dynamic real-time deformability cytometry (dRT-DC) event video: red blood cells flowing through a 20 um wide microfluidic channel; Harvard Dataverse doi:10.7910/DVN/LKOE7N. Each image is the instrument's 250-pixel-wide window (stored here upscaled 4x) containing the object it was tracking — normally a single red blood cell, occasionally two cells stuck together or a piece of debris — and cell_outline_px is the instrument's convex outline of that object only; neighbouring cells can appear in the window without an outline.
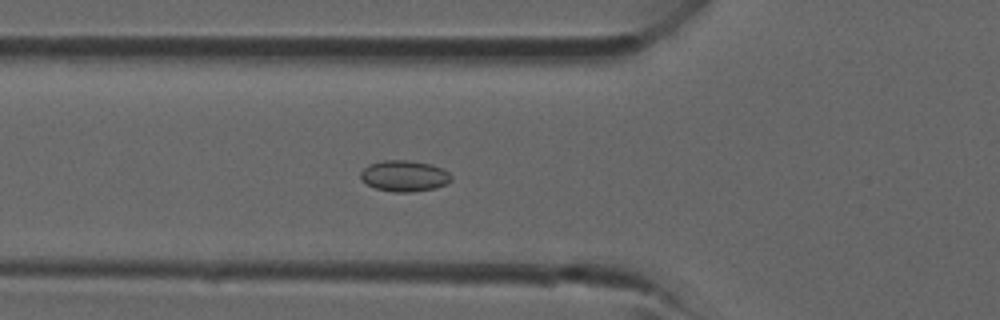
{"species": "common noctule bat (a hibernating species)", "species_latin": "Nyctalus noctula", "temperature_condition": "room temperature", "stored_images_in_passage": 39, "camera_frame_rate_fps": 3000, "um_per_image_px": 0.085, "animal": {"sex": "male", "forearm_length_mm": 52.5}, "frame": {"image": 1, "passage_image": 14, "time_ms": 4.333, "image_size_px": [1000, 320], "cell_outline_px": [[452, 180], [448, 184], [436, 188], [408, 192], [392, 192], [376, 188], [360, 180], [360, 172], [368, 164], [384, 160], [408, 160], [432, 164], [444, 168], [452, 176]], "centroid_in_image_um": [34.39, 14.95], "position_along_channel_um": 91.4, "area_um2": 16.65}}
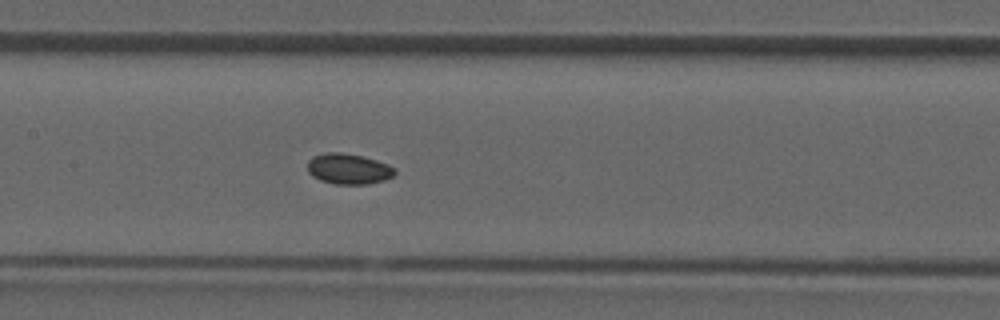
{"frame": {"image": 2, "passage_image": 19, "time_ms": 6.0, "image_size_px": [1000, 320], "cell_outline_px": [[396, 172], [392, 176], [384, 180], [368, 184], [336, 184], [320, 180], [312, 176], [308, 172], [308, 160], [312, 156], [328, 152], [340, 152], [360, 156], [376, 160], [388, 164], [396, 168]], "centroid_in_image_um": [29.62, 14.35], "position_along_channel_um": 177.8, "area_um2": 15.55}}
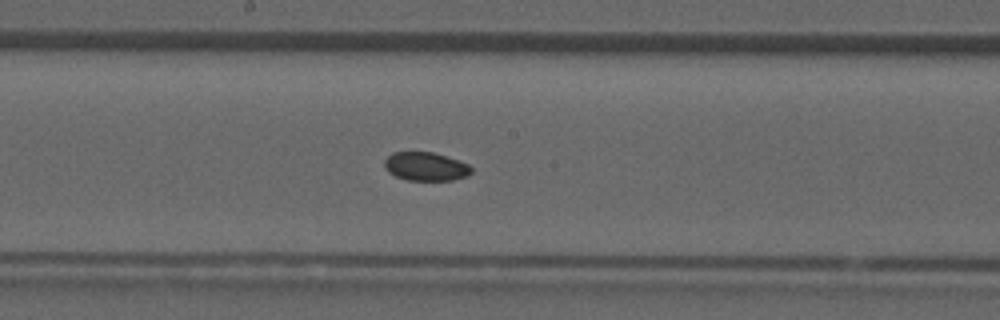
{"frame": {"image": 3, "passage_image": 21, "time_ms": 6.667, "image_size_px": [1000, 320], "cell_outline_px": [[472, 172], [468, 176], [452, 180], [408, 180], [396, 176], [388, 172], [384, 168], [384, 160], [392, 152], [432, 152], [468, 164], [472, 168]], "centroid_in_image_um": [36.16, 14.16], "position_along_channel_um": 212.0, "area_um2": 14.39}}